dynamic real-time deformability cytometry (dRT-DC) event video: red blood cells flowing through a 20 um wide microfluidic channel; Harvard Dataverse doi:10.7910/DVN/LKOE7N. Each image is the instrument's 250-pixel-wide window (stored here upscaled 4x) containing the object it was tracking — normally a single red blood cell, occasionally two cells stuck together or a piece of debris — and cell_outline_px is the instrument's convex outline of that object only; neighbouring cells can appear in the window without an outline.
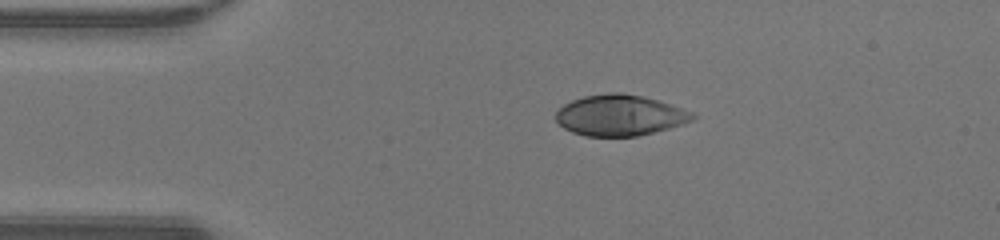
{"species": "human", "species_latin": "Homo sapiens", "temperature_condition": "warm", "stored_images_in_passage": 39, "camera_frame_rate_fps": 3000, "um_per_image_px": 0.085, "donor": {"sex": "male"}, "frame": {"image": 1, "passage_image": 1, "time_ms": 0.0, "image_size_px": [1000, 240], "cell_outline_px": [[696, 116], [692, 120], [684, 124], [636, 136], [588, 136], [572, 132], [564, 128], [556, 120], [556, 112], [564, 104], [572, 100], [584, 96], [608, 92], [620, 92], [644, 96], [692, 112]], "centroid_in_image_um": [52.67, 9.79], "position_along_channel_um": 32.3, "area_um2": 32.31}}
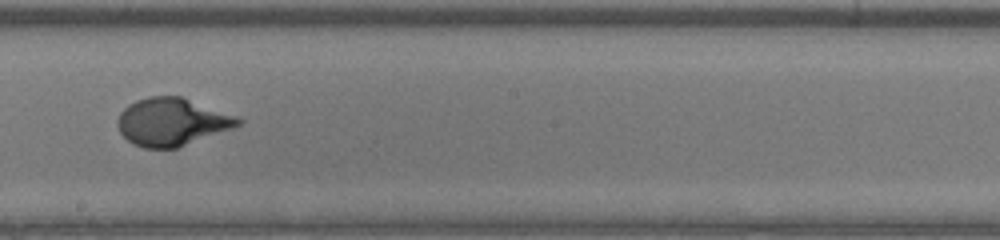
{"frame": {"image": 2, "passage_image": 18, "time_ms": 5.667, "image_size_px": [1000, 240], "cell_outline_px": [[244, 120], [240, 124], [232, 128], [176, 148], [144, 148], [132, 144], [120, 132], [116, 124], [116, 120], [120, 112], [128, 104], [136, 100], [148, 96], [180, 96], [236, 116]], "centroid_in_image_um": [14.56, 10.36], "position_along_channel_um": 233.6, "area_um2": 33.29}}
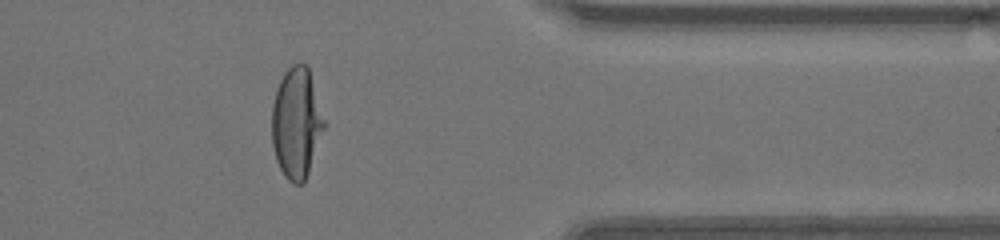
{"frame": {"image": 3, "passage_image": 30, "time_ms": 9.667, "image_size_px": [1000, 240], "cell_outline_px": [[328, 124], [304, 184], [292, 184], [284, 176], [276, 160], [272, 144], [272, 104], [276, 88], [284, 72], [292, 64], [308, 64]], "centroid_in_image_um": [25.25, 10.46], "position_along_channel_um": 386.2, "area_um2": 34.85}, "authors_computed_cell_mechanics": {"area_um2": 33.524, "velocity_mm_per_s": 4.2881, "shape_relaxation_time_tau1_ms": 4.4811, "shape_relaxation_time_tau2_ms": null, "deformation_change_tau1": 0.2902, "deformation_change_tau2": null}}